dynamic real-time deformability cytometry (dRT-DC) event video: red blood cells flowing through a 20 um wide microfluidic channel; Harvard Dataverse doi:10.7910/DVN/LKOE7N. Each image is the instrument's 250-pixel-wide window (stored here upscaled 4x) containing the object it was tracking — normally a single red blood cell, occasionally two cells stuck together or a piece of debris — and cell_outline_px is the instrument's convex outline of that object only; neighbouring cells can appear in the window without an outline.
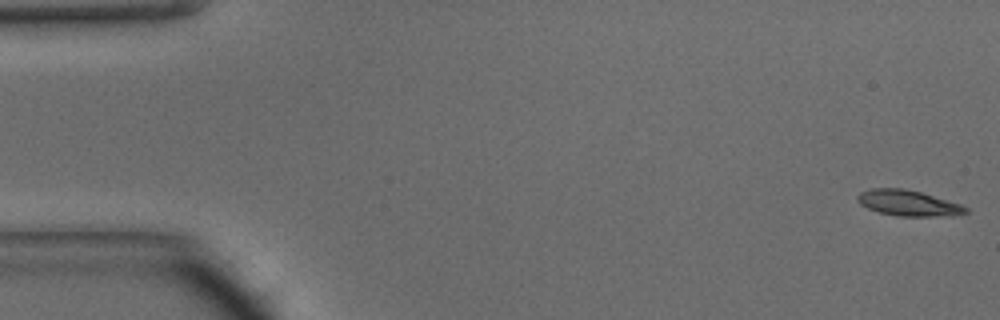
{"species": "common noctule bat (a hibernating species)", "species_latin": "Nyctalus noctula", "temperature_condition": "warm", "stored_images_in_passage": 12, "camera_frame_rate_fps": 3000, "um_per_image_px": 0.085, "animal": {"sex": "male", "body_mass_g": 15.6}, "frame": {"image": 1, "passage_image": 1, "time_ms": 0.0, "image_size_px": [1000, 320], "cell_outline_px": [[968, 212], [952, 216], [896, 216], [880, 212], [868, 208], [860, 204], [856, 200], [856, 196], [860, 192], [872, 188], [904, 188], [920, 192], [960, 204], [968, 208]], "centroid_in_image_um": [77.18, 17.26], "position_along_channel_um": 7.8, "area_um2": 16.18}}
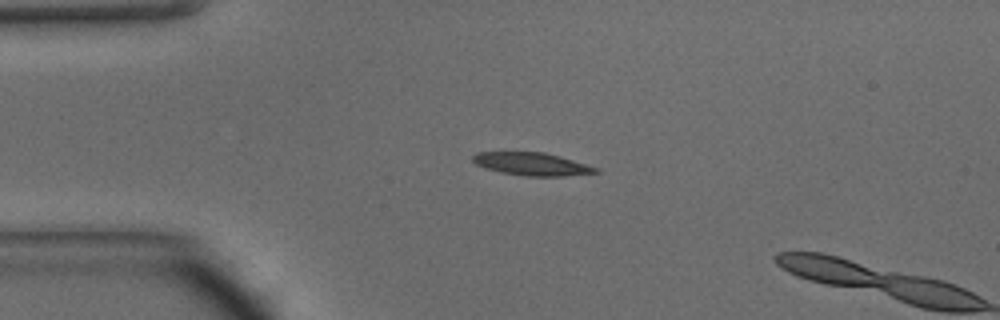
{"frame": {"image": 2, "passage_image": 11, "time_ms": 3.333, "image_size_px": [1000, 320], "cell_outline_px": [[600, 172], [564, 176], [528, 176], [504, 172], [484, 168], [476, 164], [472, 160], [472, 156], [476, 152], [544, 152], [560, 156], [600, 168]], "centroid_in_image_um": [45.23, 13.93], "position_along_channel_um": 39.8, "area_um2": 16.3}}